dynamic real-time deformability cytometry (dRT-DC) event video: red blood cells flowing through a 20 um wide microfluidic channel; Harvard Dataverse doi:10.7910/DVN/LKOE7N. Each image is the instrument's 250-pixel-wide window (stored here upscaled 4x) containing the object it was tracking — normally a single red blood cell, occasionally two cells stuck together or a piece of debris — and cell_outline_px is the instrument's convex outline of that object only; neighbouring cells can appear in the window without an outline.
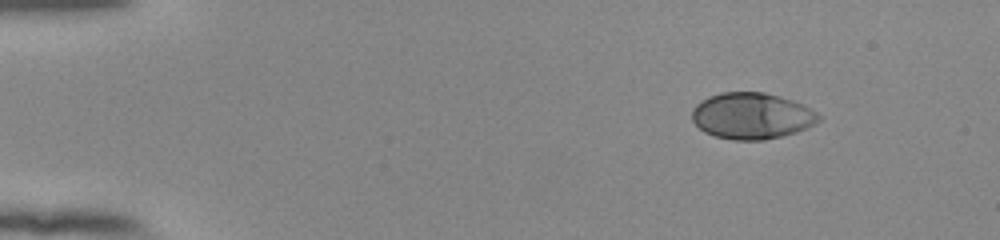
{"species": "human", "species_latin": "Homo sapiens", "temperature_condition": "room temperature", "stored_images_in_passage": 48, "camera_frame_rate_fps": 3000, "um_per_image_px": 0.085, "donor": {"sex": "female"}, "frame": {"image": 1, "passage_image": 1, "time_ms": 0.0, "image_size_px": [1000, 240], "cell_outline_px": [[820, 120], [816, 124], [796, 132], [764, 140], [732, 140], [716, 136], [704, 132], [692, 120], [692, 108], [700, 100], [708, 96], [720, 92], [764, 92], [780, 96], [792, 100], [816, 112], [820, 116]], "centroid_in_image_um": [63.87, 9.84], "position_along_channel_um": 21.1, "area_um2": 34.22}}
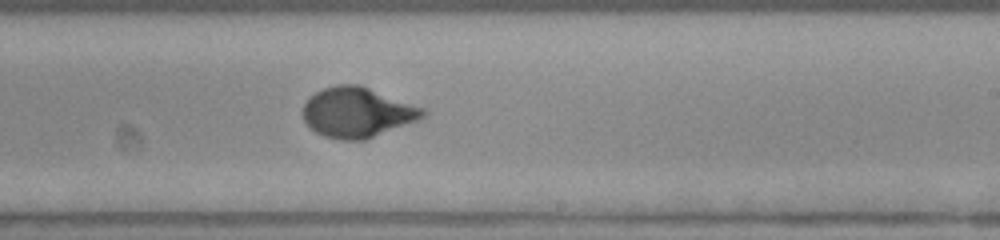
{"frame": {"image": 2, "passage_image": 28, "time_ms": 9.0, "image_size_px": [1000, 240], "cell_outline_px": [[428, 116], [420, 120], [364, 140], [340, 140], [324, 136], [316, 132], [304, 120], [300, 112], [304, 104], [316, 92], [324, 88], [336, 84], [360, 84], [424, 108], [428, 112]], "centroid_in_image_um": [30.4, 9.55], "position_along_channel_um": 258.6, "area_um2": 35.26}}
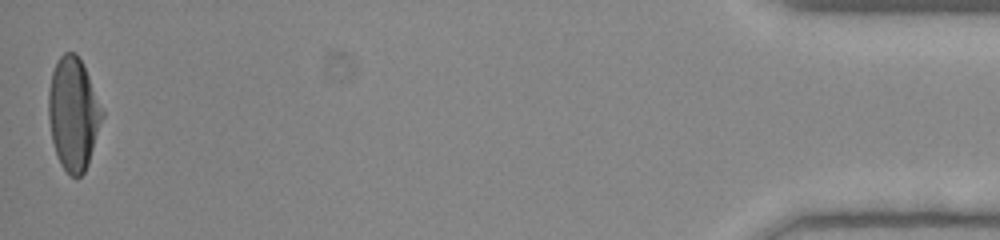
{"frame": {"image": 3, "passage_image": 48, "time_ms": 15.667, "image_size_px": [1000, 240], "cell_outline_px": [[104, 116], [88, 164], [84, 172], [80, 176], [72, 176], [60, 164], [56, 156], [52, 140], [48, 116], [48, 88], [52, 72], [56, 60], [64, 52], [76, 52], [88, 76], [104, 112]], "centroid_in_image_um": [6.22, 9.66], "position_along_channel_um": 429.0, "area_um2": 35.2}, "authors_computed_cell_mechanics": {"area_um2": 34.2176, "velocity_mm_per_s": 3.8388, "shape_relaxation_time_tau1_ms": 4.262, "shape_relaxation_time_tau2_ms": null, "deformation_change_tau1": 0.2268, "deformation_change_tau2": null}}